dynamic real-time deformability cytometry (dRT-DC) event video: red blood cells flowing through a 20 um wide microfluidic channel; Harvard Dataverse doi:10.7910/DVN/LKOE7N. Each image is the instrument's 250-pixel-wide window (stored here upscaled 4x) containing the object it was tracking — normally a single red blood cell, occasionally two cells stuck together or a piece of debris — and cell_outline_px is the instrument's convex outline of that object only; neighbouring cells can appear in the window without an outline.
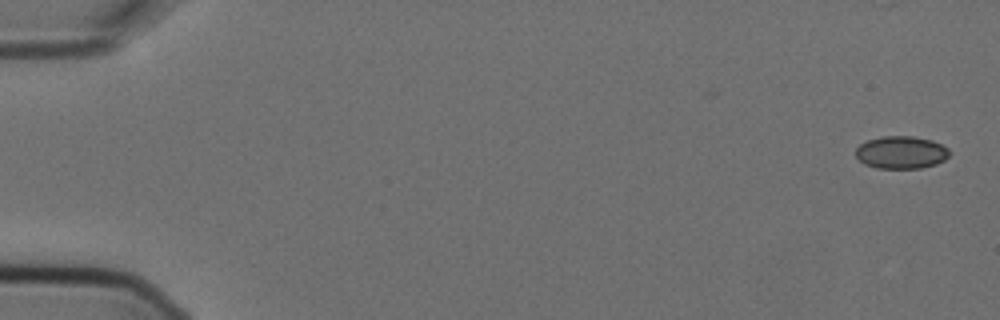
{"species": "Egyptian fruit bat (a non-hibernating species)", "species_latin": "Rousettus aegyptiacus", "temperature_condition": "cold", "stored_images_in_passage": 7, "camera_frame_rate_fps": 3000, "um_per_image_px": 0.085, "animal": {"sex": "female"}, "frame": {"image": 1, "passage_image": 1, "time_ms": 0.0, "image_size_px": [1000, 320], "cell_outline_px": [[948, 156], [944, 160], [936, 164], [920, 168], [876, 168], [864, 164], [856, 156], [856, 148], [860, 144], [868, 140], [880, 136], [912, 136], [932, 140], [948, 148]], "centroid_in_image_um": [76.58, 12.95], "position_along_channel_um": 8.4, "area_um2": 17.74}}
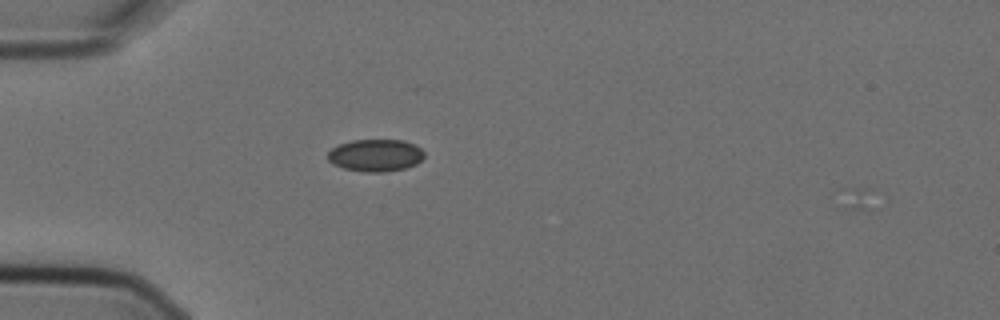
{"frame": {"image": 2, "passage_image": 5, "time_ms": 1.333, "image_size_px": [1000, 320], "cell_outline_px": [[424, 156], [416, 164], [404, 168], [384, 172], [364, 172], [344, 168], [332, 164], [328, 160], [328, 152], [332, 148], [340, 144], [352, 140], [404, 140], [420, 148], [424, 152]], "centroid_in_image_um": [31.9, 13.2], "position_along_channel_um": 53.1, "area_um2": 18.03}}